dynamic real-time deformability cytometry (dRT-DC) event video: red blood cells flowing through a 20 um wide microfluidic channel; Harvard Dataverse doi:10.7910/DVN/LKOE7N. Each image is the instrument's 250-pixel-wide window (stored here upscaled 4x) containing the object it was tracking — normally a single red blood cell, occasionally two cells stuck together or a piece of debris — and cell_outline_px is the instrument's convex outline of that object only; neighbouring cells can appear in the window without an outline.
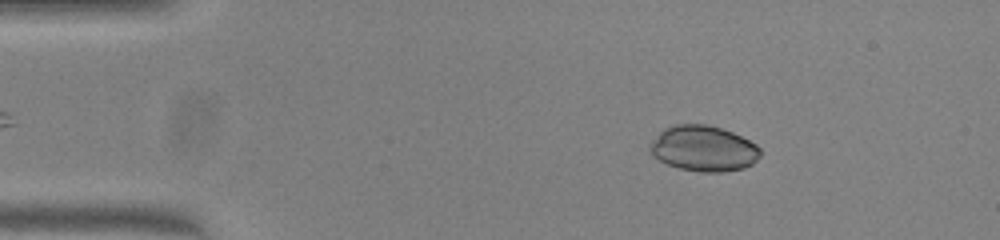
{"species": "common noctule bat (a hibernating species)", "species_latin": "Nyctalus noctula", "temperature_condition": "warm", "stored_images_in_passage": 50, "camera_frame_rate_fps": 3000, "um_per_image_px": 0.085, "animal": {"sex": "female", "body_mass_g": 23.0, "forearm_length_mm": 53.4}, "frame": {"image": 1, "passage_image": 7, "time_ms": 2.0, "image_size_px": [1000, 240], "cell_outline_px": [[760, 156], [752, 164], [744, 168], [720, 172], [700, 172], [680, 168], [668, 164], [652, 156], [648, 148], [652, 140], [664, 128], [676, 124], [704, 124], [720, 128], [732, 132], [756, 144], [760, 148]], "centroid_in_image_um": [59.78, 12.62], "position_along_channel_um": 25.2, "area_um2": 29.25}}
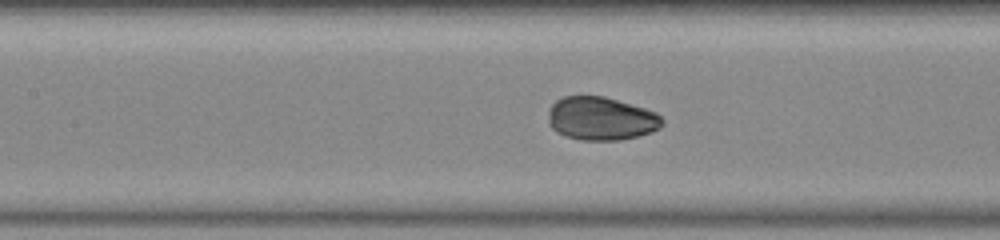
{"frame": {"image": 2, "passage_image": 22, "time_ms": 7.0, "image_size_px": [1000, 240], "cell_outline_px": [[664, 124], [660, 128], [652, 132], [620, 140], [580, 140], [556, 132], [548, 124], [548, 112], [552, 104], [556, 100], [564, 96], [604, 96], [644, 108], [656, 112], [664, 120]], "centroid_in_image_um": [51.09, 10.08], "position_along_channel_um": 156.3, "area_um2": 28.84}}
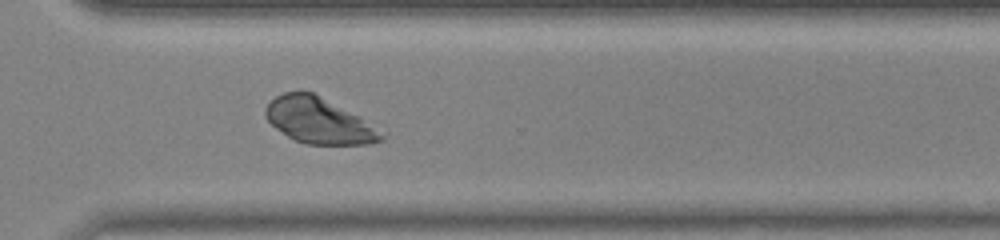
{"frame": {"image": 3, "passage_image": 36, "time_ms": 11.667, "image_size_px": [1000, 240], "cell_outline_px": [[384, 140], [368, 144], [304, 144], [288, 136], [276, 128], [264, 116], [264, 108], [276, 96], [284, 92], [312, 92], [360, 116], [384, 136]], "centroid_in_image_um": [27.06, 10.25], "position_along_channel_um": 343.5, "area_um2": 30.4}, "authors_computed_cell_mechanics": {"area_um2": 29.6803, "velocity_mm_per_s": 4.0179, "shape_relaxation_time_tau1_ms": 1.7598, "shape_relaxation_time_tau2_ms": null, "deformation_change_tau1": 0.0695, "deformation_change_tau2": null}}